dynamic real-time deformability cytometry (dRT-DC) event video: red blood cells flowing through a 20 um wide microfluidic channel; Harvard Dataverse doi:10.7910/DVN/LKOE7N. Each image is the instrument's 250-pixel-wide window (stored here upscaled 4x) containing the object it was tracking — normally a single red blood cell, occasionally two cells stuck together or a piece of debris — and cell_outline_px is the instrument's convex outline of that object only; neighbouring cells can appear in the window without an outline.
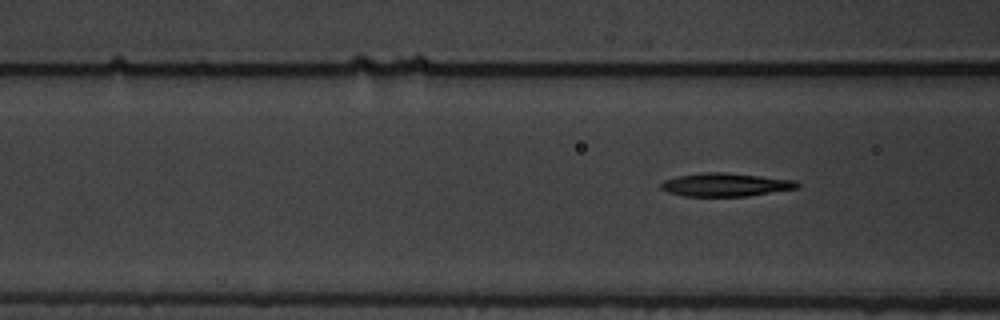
{"species": "common noctule bat (a hibernating species)", "species_latin": "Nyctalus noctula", "temperature_condition": "warm", "stored_images_in_passage": 8, "segment_of_instrument_passage": [2, 2], "camera_frame_rate_fps": 3000, "um_per_image_px": 0.085, "animal": {"sex": "male", "body_mass_g": 19.5, "forearm_length_mm": 54.6}, "frame": {"image": 1, "passage_image": 8, "time_ms": 2.333, "image_size_px": [1000, 320], "cell_outline_px": [[800, 184], [796, 188], [748, 196], [684, 196], [668, 192], [660, 188], [660, 184], [664, 180], [676, 176], [704, 172], [728, 172], [796, 180]], "centroid_in_image_um": [61.64, 15.69], "position_along_channel_um": 105.0, "area_um2": 18.55}}